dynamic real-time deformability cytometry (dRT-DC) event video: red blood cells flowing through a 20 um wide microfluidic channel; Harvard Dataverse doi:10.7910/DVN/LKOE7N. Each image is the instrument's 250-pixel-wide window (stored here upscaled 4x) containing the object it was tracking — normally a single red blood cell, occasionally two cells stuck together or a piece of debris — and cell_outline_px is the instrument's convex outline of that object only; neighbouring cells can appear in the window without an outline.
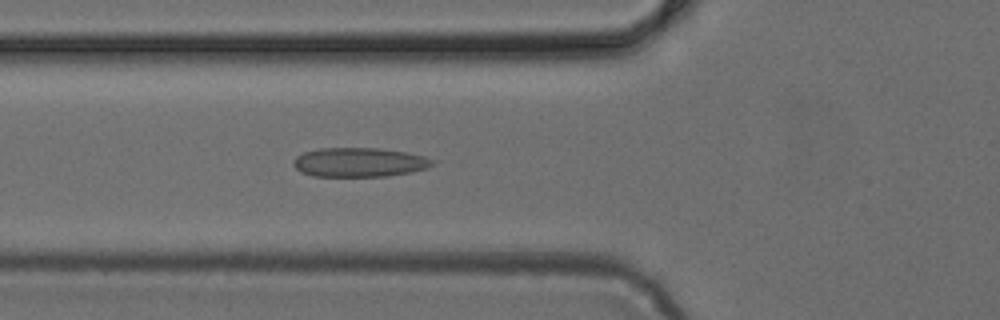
{"species": "common noctule bat (a hibernating species)", "species_latin": "Nyctalus noctula", "temperature_condition": "cold", "stored_images_in_passage": 47, "camera_frame_rate_fps": 3000, "um_per_image_px": 0.085, "animal": {"sex": "female", "body_mass_g": 24.6, "forearm_length_mm": 56.2}, "frame": {"image": 1, "passage_image": 16, "time_ms": 5.0, "image_size_px": [1000, 320], "cell_outline_px": [[436, 160], [428, 168], [412, 172], [388, 176], [312, 176], [300, 172], [292, 164], [292, 160], [296, 156], [304, 152], [320, 148], [380, 148], [404, 152], [424, 156]], "centroid_in_image_um": [30.52, 13.79], "position_along_channel_um": 95.3, "area_um2": 23.81}}
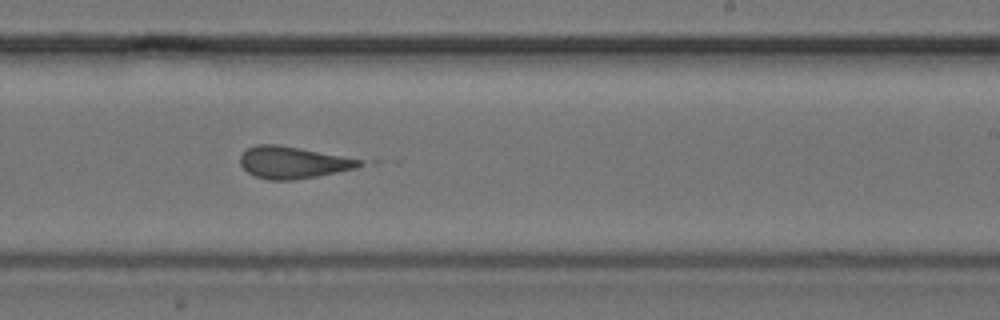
{"frame": {"image": 2, "passage_image": 28, "time_ms": 9.0, "image_size_px": [1000, 320], "cell_outline_px": [[364, 164], [356, 168], [316, 176], [292, 180], [268, 180], [256, 176], [248, 172], [240, 164], [240, 156], [248, 148], [256, 144], [280, 144], [360, 160]], "centroid_in_image_um": [24.84, 13.81], "position_along_channel_um": 264.2, "area_um2": 21.85}}
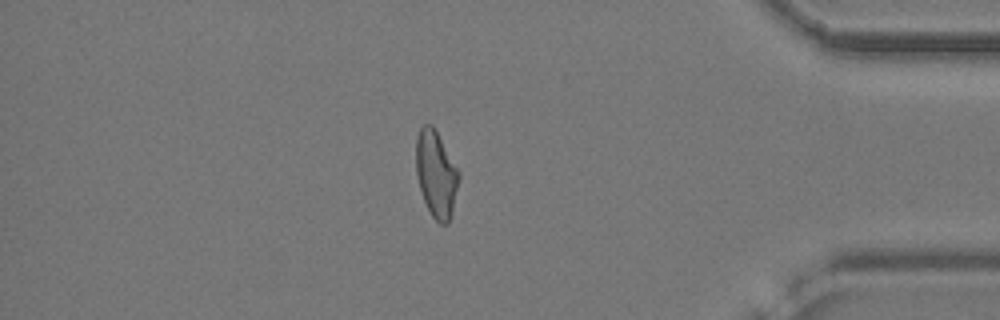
{"frame": {"image": 3, "passage_image": 40, "time_ms": 13.0, "image_size_px": [1000, 320], "cell_outline_px": [[460, 176], [448, 224], [440, 224], [432, 216], [424, 200], [420, 188], [416, 172], [416, 136], [420, 128], [424, 124], [432, 124], [460, 172]], "centroid_in_image_um": [37.06, 14.76], "position_along_channel_um": 398.1, "area_um2": 21.27}}